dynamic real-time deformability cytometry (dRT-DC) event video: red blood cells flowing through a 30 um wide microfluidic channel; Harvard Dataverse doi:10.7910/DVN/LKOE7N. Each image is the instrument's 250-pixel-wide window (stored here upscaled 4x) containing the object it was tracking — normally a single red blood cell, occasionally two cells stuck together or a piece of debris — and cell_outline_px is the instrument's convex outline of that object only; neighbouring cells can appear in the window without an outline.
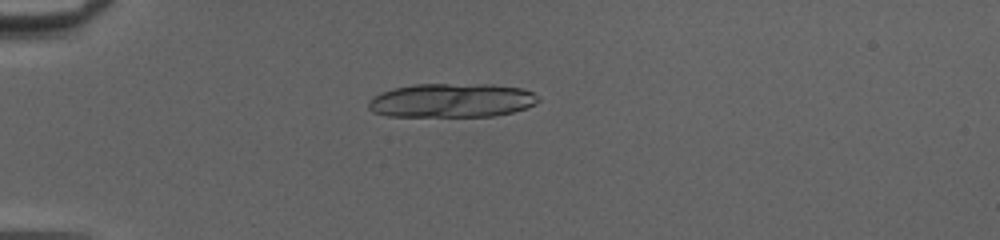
{"species": "common noctule bat (a hibernating species)", "species_latin": "Nyctalus noctula", "temperature_condition": "cold", "stored_images_in_passage": 51, "camera_frame_rate_fps": 3000, "um_per_image_px": 0.085, "animal": {"sex": "female", "body_mass_g": 20.0, "forearm_length_mm": 54.0}, "frame": {"image": 1, "passage_image": 15, "time_ms": 4.667, "image_size_px": [1000, 240], "cell_outline_px": [[540, 100], [536, 104], [528, 108], [512, 112], [492, 116], [388, 116], [372, 112], [368, 108], [368, 100], [372, 96], [380, 92], [392, 88], [412, 84], [492, 84], [524, 88], [532, 92]], "centroid_in_image_um": [38.37, 8.53], "position_along_channel_um": 46.6, "area_um2": 34.1}}